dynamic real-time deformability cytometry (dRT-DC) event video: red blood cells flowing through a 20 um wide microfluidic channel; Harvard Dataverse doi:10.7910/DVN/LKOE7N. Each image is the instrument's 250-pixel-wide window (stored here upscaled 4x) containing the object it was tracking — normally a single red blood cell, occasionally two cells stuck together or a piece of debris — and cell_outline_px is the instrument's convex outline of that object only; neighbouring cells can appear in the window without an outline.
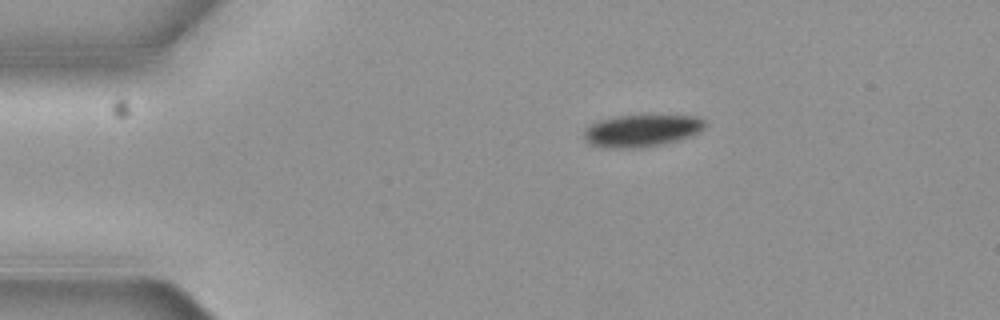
{"species": "common noctule bat (a hibernating species)", "species_latin": "Nyctalus noctula", "temperature_condition": "cold", "stored_images_in_passage": 2, "camera_frame_rate_fps": 3000, "um_per_image_px": 0.085, "animal": {"sex": "female", "body_mass_g": 19.3, "forearm_length_mm": 54.1}, "frame": {"image": 1, "passage_image": 1, "time_ms": 0.0, "image_size_px": [1000, 320], "cell_outline_px": [[708, 124], [700, 132], [676, 140], [660, 144], [632, 148], [604, 148], [592, 144], [584, 136], [584, 128], [600, 120], [616, 116], [696, 116], [704, 120]], "centroid_in_image_um": [54.54, 11.1], "position_along_channel_um": 30.5, "area_um2": 22.25}}